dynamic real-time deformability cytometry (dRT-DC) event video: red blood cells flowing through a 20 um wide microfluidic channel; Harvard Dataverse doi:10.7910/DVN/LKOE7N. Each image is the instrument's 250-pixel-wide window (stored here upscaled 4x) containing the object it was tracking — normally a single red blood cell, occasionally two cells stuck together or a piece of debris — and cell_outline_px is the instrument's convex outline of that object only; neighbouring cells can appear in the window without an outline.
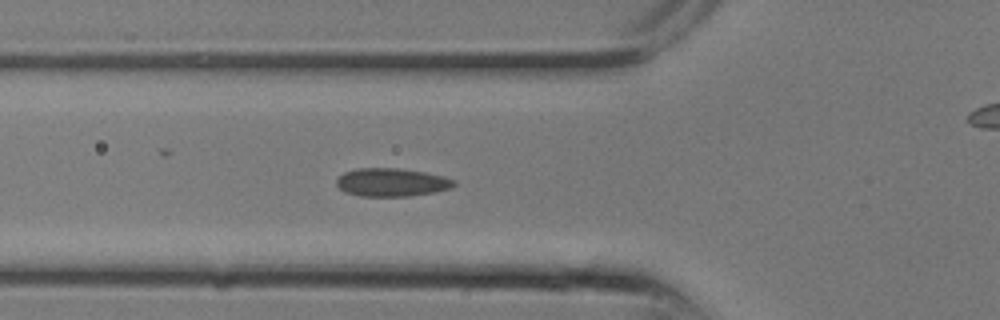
{"species": "common noctule bat (a hibernating species)", "species_latin": "Nyctalus noctula", "temperature_condition": "room temperature", "stored_images_in_passage": 10, "camera_frame_rate_fps": 3000, "um_per_image_px": 0.085, "animal": {"sex": "male", "body_mass_g": 13.3}, "frame": {"image": 1, "passage_image": 9, "time_ms": 2.667, "image_size_px": [1000, 320], "cell_outline_px": [[456, 184], [452, 188], [436, 192], [412, 196], [360, 196], [344, 192], [336, 184], [336, 180], [344, 172], [356, 168], [396, 168], [424, 172], [444, 176], [456, 180]], "centroid_in_image_um": [33.32, 15.5], "position_along_channel_um": 92.5, "area_um2": 19.48}}